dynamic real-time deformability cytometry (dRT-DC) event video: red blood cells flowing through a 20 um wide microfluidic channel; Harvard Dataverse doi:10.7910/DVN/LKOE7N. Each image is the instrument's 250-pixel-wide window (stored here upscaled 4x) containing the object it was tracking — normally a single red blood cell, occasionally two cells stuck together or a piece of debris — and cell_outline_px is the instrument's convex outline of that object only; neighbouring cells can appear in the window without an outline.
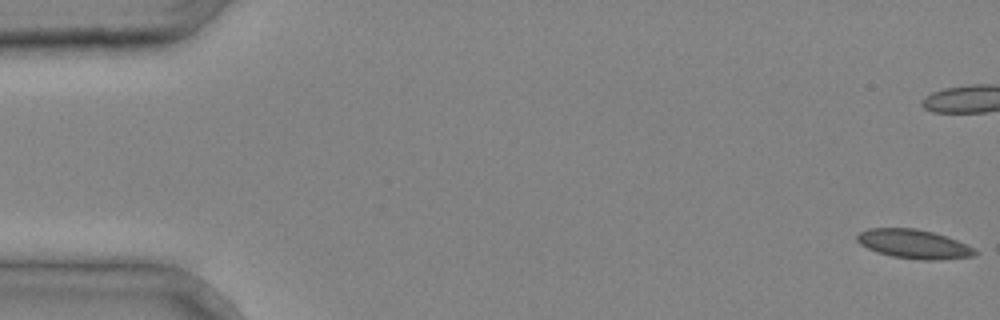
{"species": "common noctule bat (a hibernating species)", "species_latin": "Nyctalus noctula", "temperature_condition": "cold", "stored_images_in_passage": 5, "camera_frame_rate_fps": 3000, "um_per_image_px": 0.085, "animal": {"sex": "male", "body_mass_g": 20.4}, "frame": {"image": 1, "passage_image": 1, "time_ms": 0.0, "image_size_px": [1000, 320], "cell_outline_px": [[980, 252], [972, 256], [940, 260], [924, 260], [892, 256], [876, 252], [860, 244], [856, 240], [856, 236], [860, 232], [868, 228], [916, 228], [932, 232], [956, 240]], "centroid_in_image_um": [77.64, 20.74], "position_along_channel_um": 7.4, "area_um2": 19.77}}